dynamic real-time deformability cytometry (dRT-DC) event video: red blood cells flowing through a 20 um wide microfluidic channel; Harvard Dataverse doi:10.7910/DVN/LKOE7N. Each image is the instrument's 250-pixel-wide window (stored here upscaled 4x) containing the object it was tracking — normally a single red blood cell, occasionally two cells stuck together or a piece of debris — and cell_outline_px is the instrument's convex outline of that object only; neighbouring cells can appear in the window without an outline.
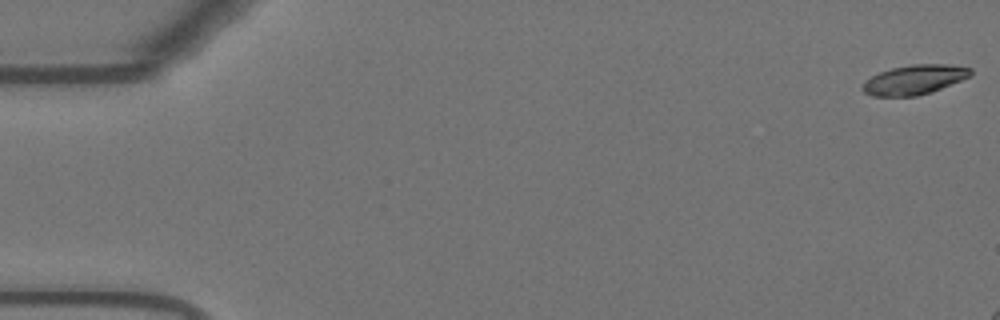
{"species": "Egyptian fruit bat (a non-hibernating species)", "species_latin": "Rousettus aegyptiacus", "temperature_condition": "warm", "stored_images_in_passage": 10, "camera_frame_rate_fps": 3000, "um_per_image_px": 0.085, "animal": {"sex": "female"}, "frame": {"image": 1, "passage_image": 1, "time_ms": 0.0, "image_size_px": [1000, 320], "cell_outline_px": [[972, 76], [932, 92], [916, 96], [872, 96], [864, 92], [860, 88], [872, 76], [880, 72], [892, 68], [912, 64], [948, 64], [972, 68]], "centroid_in_image_um": [77.76, 6.77], "position_along_channel_um": 7.2, "area_um2": 18.61}}